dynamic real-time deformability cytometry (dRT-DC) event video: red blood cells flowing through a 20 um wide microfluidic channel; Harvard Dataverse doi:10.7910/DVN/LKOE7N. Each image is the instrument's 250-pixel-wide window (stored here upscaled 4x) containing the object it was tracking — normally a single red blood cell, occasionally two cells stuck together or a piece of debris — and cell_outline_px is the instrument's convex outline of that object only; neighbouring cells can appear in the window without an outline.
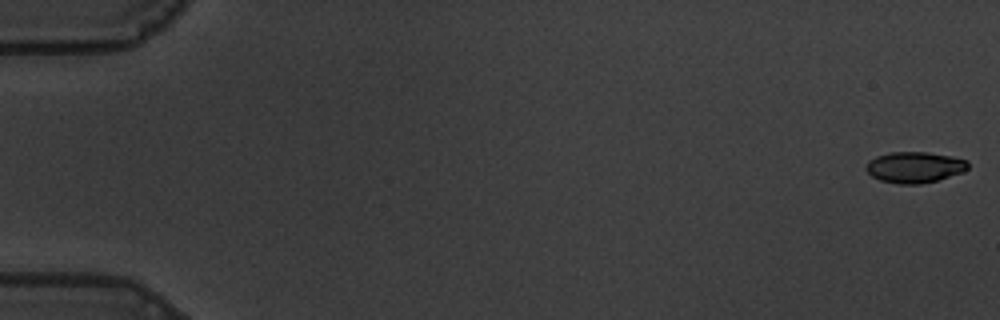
{"species": "common noctule bat (a hibernating species)", "species_latin": "Nyctalus noctula", "temperature_condition": "warm", "stored_images_in_passage": 58, "camera_frame_rate_fps": 3000, "um_per_image_px": 0.085, "animal": {"sex": "male", "body_mass_g": 19.5, "forearm_length_mm": 54.6}, "frame": {"image": 1, "passage_image": 1, "time_ms": 0.0, "image_size_px": [1000, 320], "cell_outline_px": [[968, 168], [964, 172], [936, 180], [920, 184], [900, 184], [880, 180], [872, 176], [864, 168], [868, 160], [876, 156], [888, 152], [928, 152], [952, 156], [968, 160]], "centroid_in_image_um": [77.73, 14.2], "position_along_channel_um": 7.3, "area_um2": 18.55}}
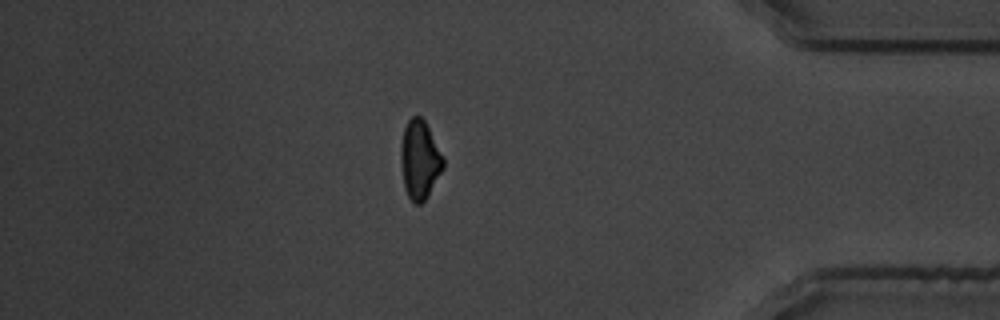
{"frame": {"image": 2, "passage_image": 50, "time_ms": 16.333, "image_size_px": [1000, 320], "cell_outline_px": [[444, 168], [428, 196], [420, 204], [416, 204], [408, 196], [404, 188], [400, 160], [400, 144], [404, 128], [408, 120], [412, 116], [420, 116], [424, 120], [444, 156]], "centroid_in_image_um": [35.67, 13.57], "position_along_channel_um": 399.5, "area_um2": 19.65}}
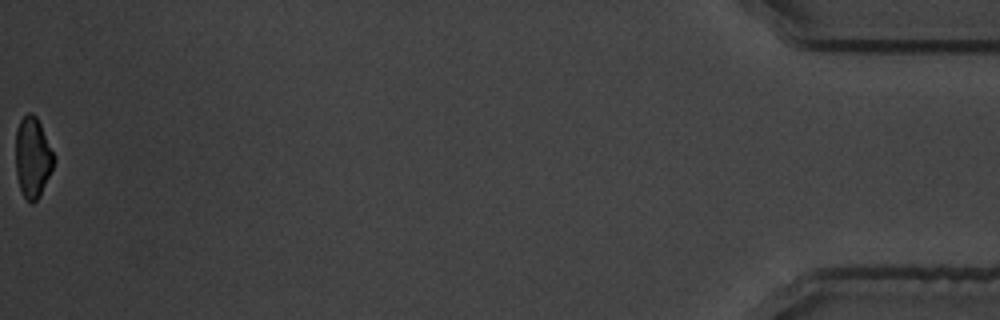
{"frame": {"image": 3, "passage_image": 58, "time_ms": 19.0, "image_size_px": [1000, 320], "cell_outline_px": [[52, 168], [40, 196], [32, 204], [24, 196], [20, 188], [16, 176], [16, 128], [20, 120], [28, 112], [32, 112], [36, 116], [40, 124], [52, 152]], "centroid_in_image_um": [2.73, 13.37], "position_along_channel_um": 432.5, "area_um2": 17.46}, "authors_computed_cell_mechanics": {"area_um2": 19.6231, "velocity_mm_per_s": 3.5922, "shape_relaxation_time_tau1_ms": 3.6438, "shape_relaxation_time_tau2_ms": 2.1214, "deformation_change_tau1": 0.1635, "deformation_change_tau2": 0.085}}